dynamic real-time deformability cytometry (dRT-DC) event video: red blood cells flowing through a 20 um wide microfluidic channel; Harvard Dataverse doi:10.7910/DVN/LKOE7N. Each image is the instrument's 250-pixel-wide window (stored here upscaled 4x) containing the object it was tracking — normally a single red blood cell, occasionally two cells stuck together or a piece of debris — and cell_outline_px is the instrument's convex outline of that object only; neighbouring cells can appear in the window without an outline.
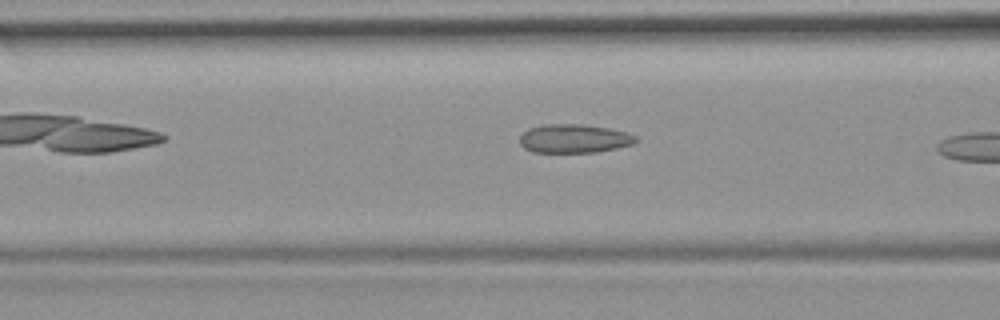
{"species": "common noctule bat (a hibernating species)", "species_latin": "Nyctalus noctula", "temperature_condition": "room temperature", "stored_images_in_passage": 16, "camera_frame_rate_fps": 3000, "um_per_image_px": 0.085, "animal": {"sex": "female", "body_mass_g": 19.9}, "frame": {"image": 1, "passage_image": 10, "time_ms": 3.0, "image_size_px": [1000, 320], "cell_outline_px": [[636, 140], [632, 144], [616, 148], [596, 152], [532, 152], [524, 148], [520, 144], [520, 136], [528, 128], [544, 124], [580, 124], [608, 128], [628, 132], [636, 136]], "centroid_in_image_um": [48.77, 11.77], "position_along_channel_um": 117.8, "area_um2": 19.36}}